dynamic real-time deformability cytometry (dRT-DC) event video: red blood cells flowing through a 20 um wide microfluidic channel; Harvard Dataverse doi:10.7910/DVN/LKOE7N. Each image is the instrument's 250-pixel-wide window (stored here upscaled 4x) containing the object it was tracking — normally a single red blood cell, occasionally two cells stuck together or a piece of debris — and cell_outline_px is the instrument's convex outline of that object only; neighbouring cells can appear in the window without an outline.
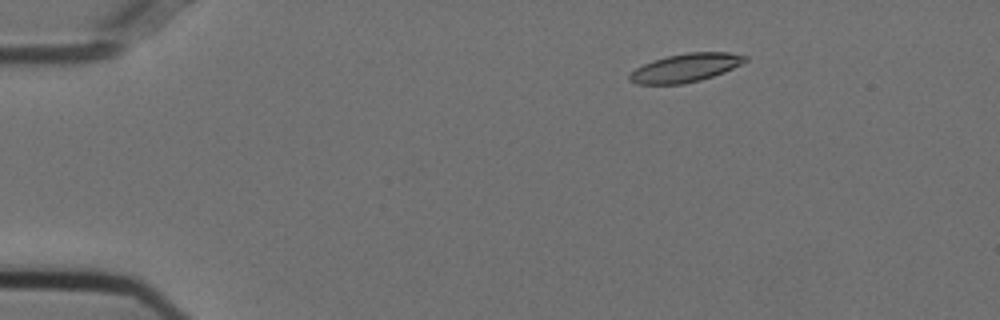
{"species": "Egyptian fruit bat (a non-hibernating species)", "species_latin": "Rousettus aegyptiacus", "temperature_condition": "cold", "stored_images_in_passage": 32, "camera_frame_rate_fps": 3000, "um_per_image_px": 0.085, "animal": {"sex": "female"}, "frame": {"image": 1, "passage_image": 1, "time_ms": 0.0, "image_size_px": [1000, 320], "cell_outline_px": [[748, 60], [724, 72], [700, 80], [684, 84], [636, 84], [628, 80], [628, 76], [636, 68], [652, 60], [668, 56], [688, 52], [728, 52], [748, 56]], "centroid_in_image_um": [58.26, 5.76], "position_along_channel_um": 26.7, "area_um2": 19.07}}
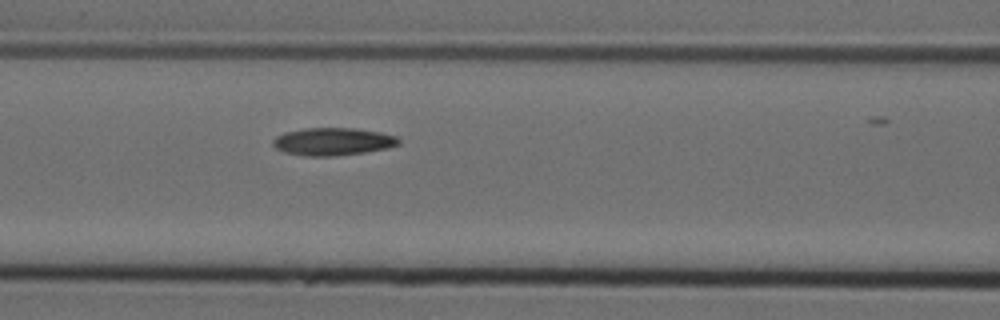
{"frame": {"image": 2, "passage_image": 16, "time_ms": 5.0, "image_size_px": [1000, 320], "cell_outline_px": [[400, 144], [388, 148], [364, 152], [336, 156], [304, 156], [284, 152], [276, 148], [272, 144], [272, 140], [276, 136], [284, 132], [304, 128], [352, 128], [380, 132], [396, 136], [400, 140]], "centroid_in_image_um": [28.27, 12.03], "position_along_channel_um": 138.3, "area_um2": 20.35}}
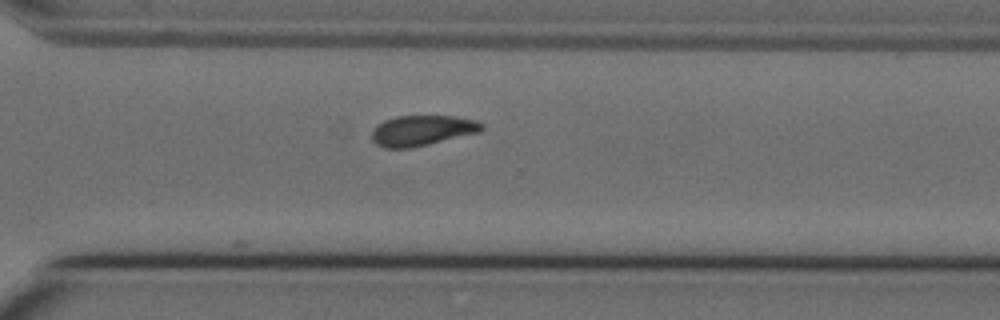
{"frame": {"image": 3, "passage_image": 32, "time_ms": 10.333, "image_size_px": [1000, 320], "cell_outline_px": [[484, 128], [480, 132], [412, 148], [384, 148], [376, 144], [372, 140], [372, 132], [384, 120], [396, 116], [456, 116], [476, 120], [484, 124]], "centroid_in_image_um": [35.91, 11.09], "position_along_channel_um": 334.7, "area_um2": 19.48}}